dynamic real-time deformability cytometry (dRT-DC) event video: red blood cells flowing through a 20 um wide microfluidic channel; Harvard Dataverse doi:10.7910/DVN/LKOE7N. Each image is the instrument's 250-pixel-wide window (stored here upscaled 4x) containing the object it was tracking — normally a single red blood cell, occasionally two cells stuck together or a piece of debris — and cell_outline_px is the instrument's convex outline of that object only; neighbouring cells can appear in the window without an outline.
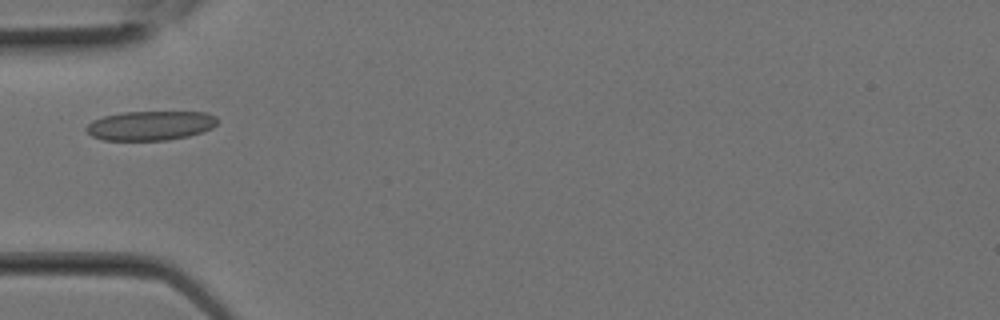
{"species": "Egyptian fruit bat (a non-hibernating species)", "species_latin": "Rousettus aegyptiacus", "temperature_condition": "room temperature", "stored_images_in_passage": 7, "camera_frame_rate_fps": 3000, "um_per_image_px": 0.085, "animal": {"sex": "female"}, "frame": {"image": 1, "passage_image": 6, "time_ms": 1.667, "image_size_px": [1000, 320], "cell_outline_px": [[220, 120], [212, 128], [204, 132], [188, 136], [168, 140], [104, 140], [92, 136], [84, 128], [92, 120], [104, 116], [124, 112], [208, 112], [216, 116]], "centroid_in_image_um": [12.82, 10.67], "position_along_channel_um": 72.2, "area_um2": 22.6}}